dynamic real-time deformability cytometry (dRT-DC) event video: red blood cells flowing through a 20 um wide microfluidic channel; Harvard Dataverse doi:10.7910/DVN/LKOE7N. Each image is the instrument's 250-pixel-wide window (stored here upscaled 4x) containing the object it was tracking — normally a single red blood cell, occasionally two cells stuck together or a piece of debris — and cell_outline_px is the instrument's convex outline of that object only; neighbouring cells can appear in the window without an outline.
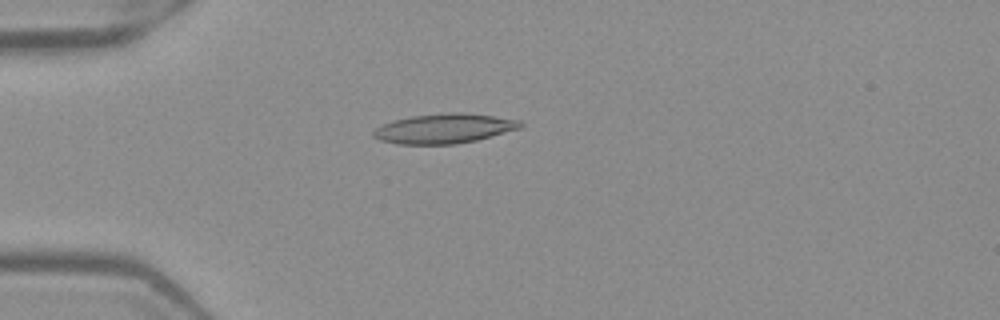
{"species": "Egyptian fruit bat (a non-hibernating species)", "species_latin": "Rousettus aegyptiacus", "temperature_condition": "warm", "stored_images_in_passage": 51, "camera_frame_rate_fps": 3000, "um_per_image_px": 0.085, "frame": {"image": 1, "passage_image": 14, "time_ms": 4.333, "image_size_px": [1000, 320], "cell_outline_px": [[524, 124], [520, 128], [476, 140], [456, 144], [396, 144], [380, 140], [372, 136], [372, 132], [380, 124], [392, 120], [412, 116], [448, 112], [464, 112], [520, 120]], "centroid_in_image_um": [37.71, 10.92], "position_along_channel_um": 47.3, "area_um2": 25.49}}
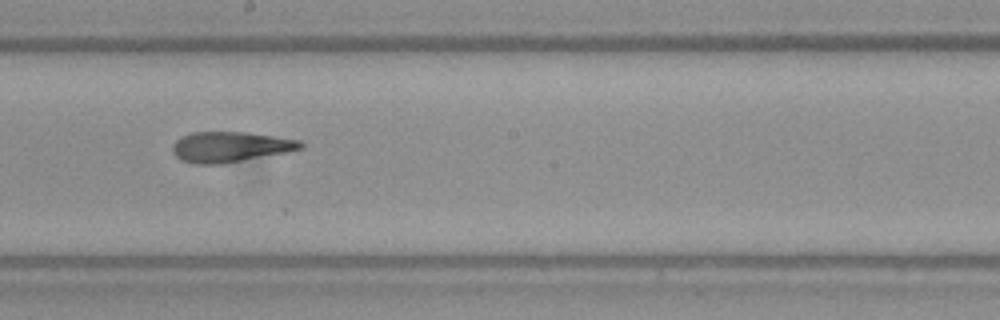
{"frame": {"image": 2, "passage_image": 29, "time_ms": 9.333, "image_size_px": [1000, 320], "cell_outline_px": [[304, 148], [288, 152], [224, 164], [192, 164], [180, 160], [172, 152], [172, 144], [180, 136], [192, 132], [248, 132], [276, 136], [300, 140], [304, 144]], "centroid_in_image_um": [19.57, 12.49], "position_along_channel_um": 228.6, "area_um2": 23.12}}
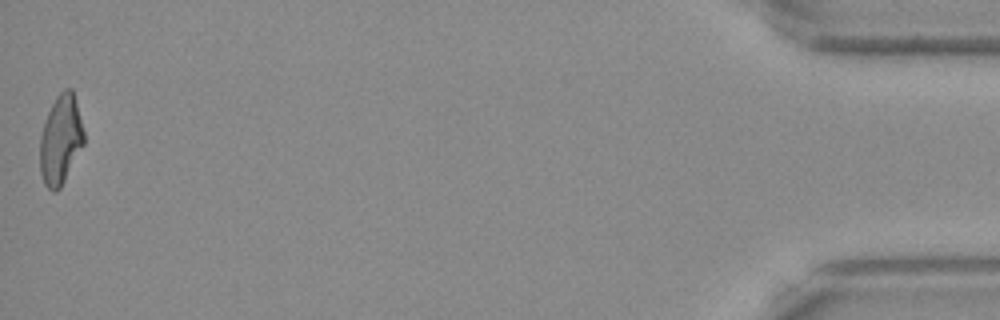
{"frame": {"image": 3, "passage_image": 51, "time_ms": 16.667, "image_size_px": [1000, 320], "cell_outline_px": [[84, 144], [60, 188], [56, 192], [52, 192], [44, 184], [40, 172], [40, 136], [48, 112], [56, 96], [64, 88], [72, 88], [84, 132]], "centroid_in_image_um": [5.14, 11.89], "position_along_channel_um": 430.1, "area_um2": 22.72}, "authors_computed_cell_mechanics": {"area_um2": 23.3512, "velocity_mm_per_s": 4.0027, "shape_relaxation_time_tau1_ms": null, "shape_relaxation_time_tau2_ms": 3.2228, "deformation_change_tau1": null, "deformation_change_tau2": 0.1269}}